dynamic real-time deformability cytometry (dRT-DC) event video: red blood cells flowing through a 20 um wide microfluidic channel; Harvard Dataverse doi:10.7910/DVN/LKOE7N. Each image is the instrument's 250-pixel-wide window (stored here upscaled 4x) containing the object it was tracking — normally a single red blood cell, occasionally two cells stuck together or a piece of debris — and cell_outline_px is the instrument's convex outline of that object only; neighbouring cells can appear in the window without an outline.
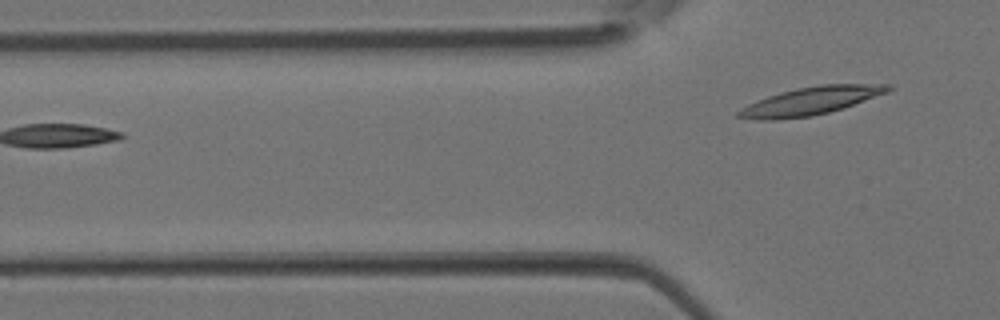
{"species": "Egyptian fruit bat (a non-hibernating species)", "species_latin": "Rousettus aegyptiacus", "temperature_condition": "room temperature", "stored_images_in_passage": 3, "camera_frame_rate_fps": 3000, "um_per_image_px": 0.085, "animal": {"sex": "female"}, "frame": {"image": 1, "passage_image": 3, "time_ms": 0.667, "image_size_px": [1000, 320], "cell_outline_px": [[892, 88], [888, 92], [844, 108], [812, 116], [776, 120], [768, 120], [736, 116], [736, 112], [740, 108], [756, 100], [780, 92], [796, 88], [820, 84], [892, 84]], "centroid_in_image_um": [68.92, 8.57], "position_along_channel_um": 56.9, "area_um2": 24.33}}